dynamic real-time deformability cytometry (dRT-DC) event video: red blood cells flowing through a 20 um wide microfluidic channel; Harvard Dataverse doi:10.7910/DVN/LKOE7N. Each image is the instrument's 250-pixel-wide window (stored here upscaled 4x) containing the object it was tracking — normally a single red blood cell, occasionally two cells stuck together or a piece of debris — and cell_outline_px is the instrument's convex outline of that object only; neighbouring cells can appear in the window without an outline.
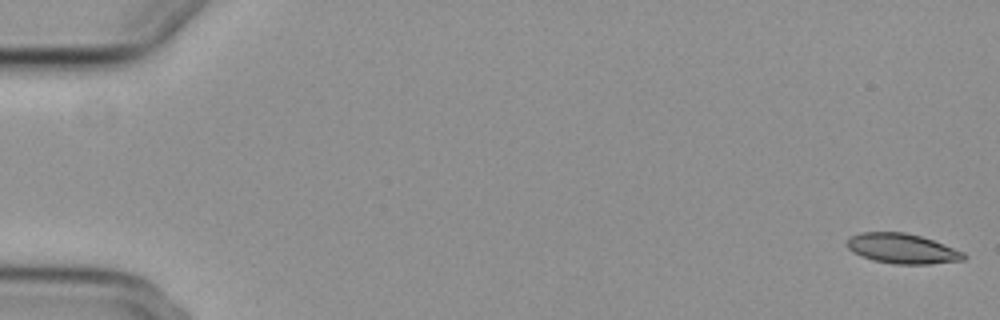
{"species": "common noctule bat (a hibernating species)", "species_latin": "Nyctalus noctula", "temperature_condition": "cold", "stored_images_in_passage": 5, "camera_frame_rate_fps": 3000, "um_per_image_px": 0.085, "animal": {"sex": "female", "body_mass_g": 29.2, "forearm_length_mm": 56.3}, "frame": {"image": 1, "passage_image": 1, "time_ms": 0.0, "image_size_px": [1000, 320], "cell_outline_px": [[968, 256], [964, 260], [928, 264], [892, 264], [872, 260], [860, 256], [852, 252], [844, 244], [848, 236], [860, 232], [904, 232], [920, 236], [932, 240], [964, 252]], "centroid_in_image_um": [76.63, 21.13], "position_along_channel_um": 8.4, "area_um2": 20.63}}
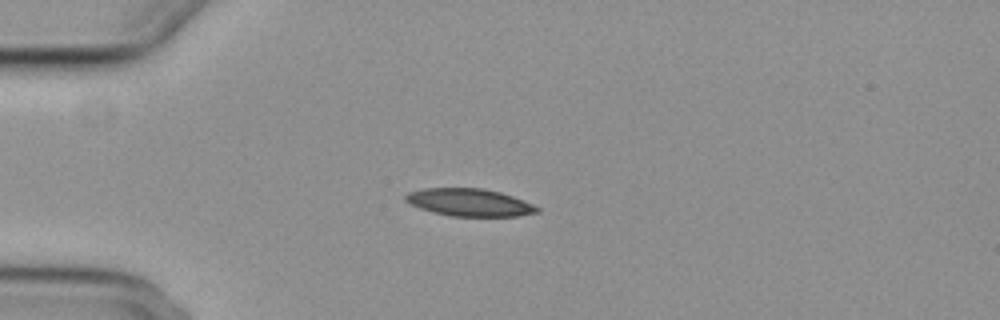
{"frame": {"image": 2, "passage_image": 5, "time_ms": 4.667, "image_size_px": [1000, 320], "cell_outline_px": [[540, 212], [516, 216], [448, 216], [432, 212], [408, 204], [404, 200], [404, 196], [408, 192], [424, 188], [484, 188], [500, 192], [512, 196], [532, 204], [540, 208]], "centroid_in_image_um": [39.86, 17.2], "position_along_channel_um": 45.1, "area_um2": 21.21}}